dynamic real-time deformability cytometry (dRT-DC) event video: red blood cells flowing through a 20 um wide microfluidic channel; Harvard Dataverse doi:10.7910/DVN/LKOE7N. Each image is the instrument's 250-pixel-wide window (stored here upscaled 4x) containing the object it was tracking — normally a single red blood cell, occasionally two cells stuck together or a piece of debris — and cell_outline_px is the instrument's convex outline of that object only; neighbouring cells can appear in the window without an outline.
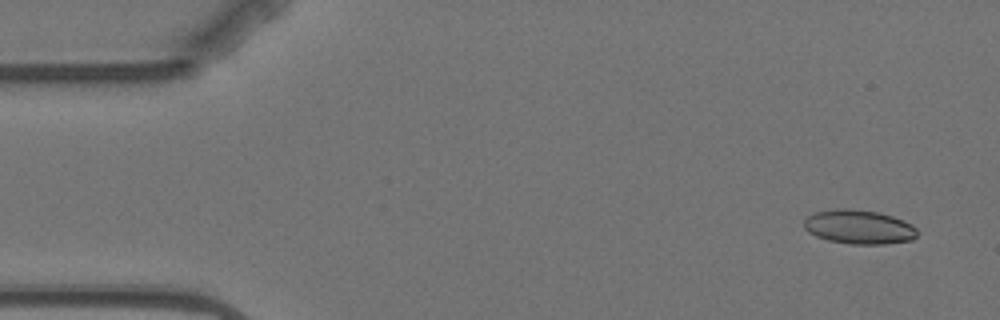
{"species": "Egyptian fruit bat (a non-hibernating species)", "species_latin": "Rousettus aegyptiacus", "temperature_condition": "warm", "stored_images_in_passage": 3, "camera_frame_rate_fps": 3000, "um_per_image_px": 0.085, "animal": {"sex": "female"}, "frame": {"image": 1, "passage_image": 1, "time_ms": 0.0, "image_size_px": [1000, 320], "cell_outline_px": [[916, 236], [912, 240], [884, 244], [852, 244], [828, 240], [816, 236], [808, 232], [804, 228], [804, 220], [808, 216], [816, 212], [836, 208], [848, 208], [880, 212], [904, 220], [912, 224], [916, 228]], "centroid_in_image_um": [73.01, 19.28], "position_along_channel_um": 12.0, "area_um2": 22.6}}